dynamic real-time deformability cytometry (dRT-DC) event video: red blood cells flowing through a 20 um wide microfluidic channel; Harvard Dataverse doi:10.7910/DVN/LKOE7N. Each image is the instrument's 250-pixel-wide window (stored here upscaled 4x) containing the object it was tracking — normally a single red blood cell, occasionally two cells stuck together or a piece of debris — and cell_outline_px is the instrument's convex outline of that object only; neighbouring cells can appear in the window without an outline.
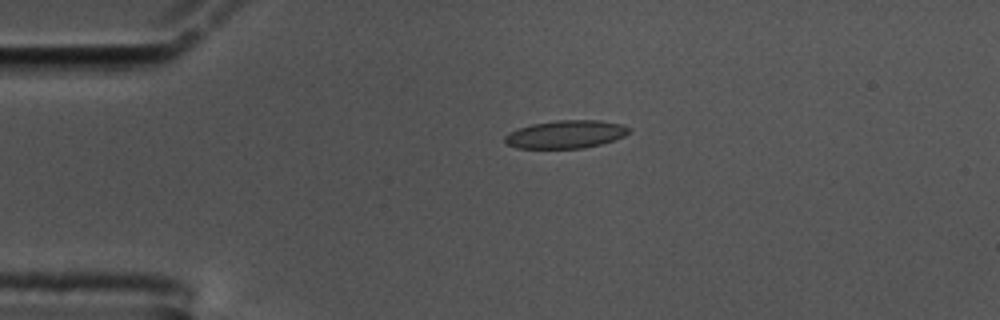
{"species": "common noctule bat (a hibernating species)", "species_latin": "Nyctalus noctula", "temperature_condition": "cold", "stored_images_in_passage": 46, "camera_frame_rate_fps": 3000, "um_per_image_px": 0.085, "animal": {"sex": "male", "body_mass_g": 17.5, "forearm_length_mm": 52.3}, "frame": {"image": 1, "passage_image": 1, "time_ms": 0.0, "image_size_px": [1000, 320], "cell_outline_px": [[632, 132], [616, 140], [584, 148], [516, 148], [508, 144], [504, 140], [504, 136], [508, 132], [532, 124], [556, 120], [600, 120], [624, 124]], "centroid_in_image_um": [48.13, 11.41], "position_along_channel_um": 36.9, "area_um2": 20.35}}
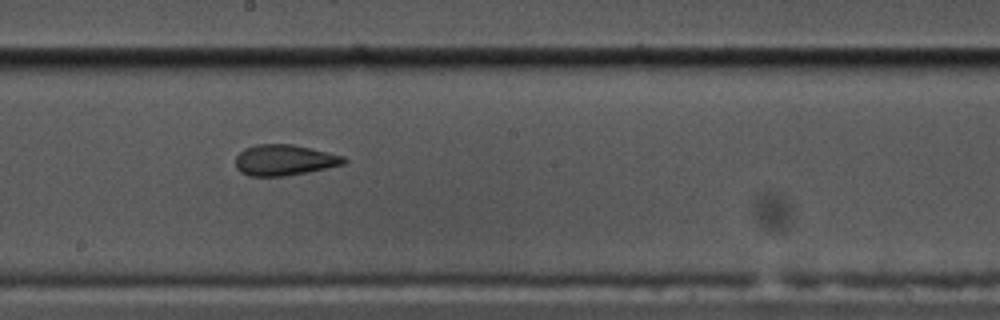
{"frame": {"image": 2, "passage_image": 20, "time_ms": 6.333, "image_size_px": [1000, 320], "cell_outline_px": [[348, 160], [344, 164], [308, 172], [284, 176], [248, 176], [240, 172], [236, 168], [236, 156], [244, 148], [256, 144], [292, 144], [328, 152], [344, 156]], "centroid_in_image_um": [24.15, 13.61], "position_along_channel_um": 224.0, "area_um2": 19.54}}
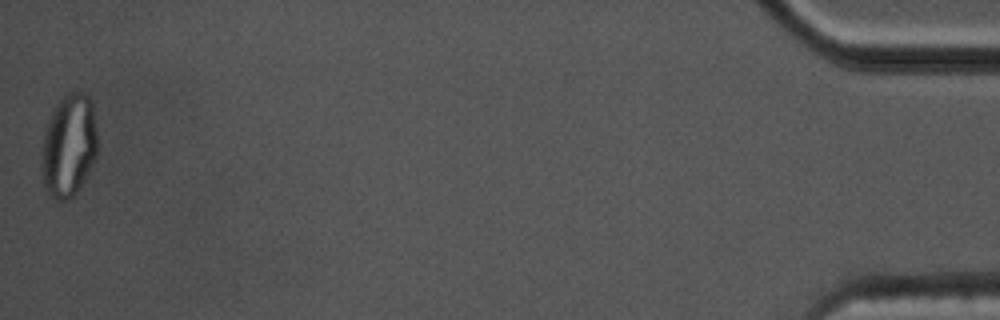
{"frame": {"image": 3, "passage_image": 46, "time_ms": 15.0, "image_size_px": [1000, 320], "cell_outline_px": [[96, 156], [92, 164], [76, 192], [68, 200], [60, 204], [44, 188], [40, 172], [40, 164], [44, 132], [48, 120], [56, 104], [72, 88], [84, 92], [92, 100], [96, 128]], "centroid_in_image_um": [5.82, 12.36], "position_along_channel_um": 429.4, "area_um2": 33.93}, "authors_computed_cell_mechanics": {"area_um2": 20.3456, "velocity_mm_per_s": 3.4614, "shape_relaxation_time_tau1_ms": null, "shape_relaxation_time_tau2_ms": 1.0937, "deformation_change_tau1": null, "deformation_change_tau2": 0.0843}}